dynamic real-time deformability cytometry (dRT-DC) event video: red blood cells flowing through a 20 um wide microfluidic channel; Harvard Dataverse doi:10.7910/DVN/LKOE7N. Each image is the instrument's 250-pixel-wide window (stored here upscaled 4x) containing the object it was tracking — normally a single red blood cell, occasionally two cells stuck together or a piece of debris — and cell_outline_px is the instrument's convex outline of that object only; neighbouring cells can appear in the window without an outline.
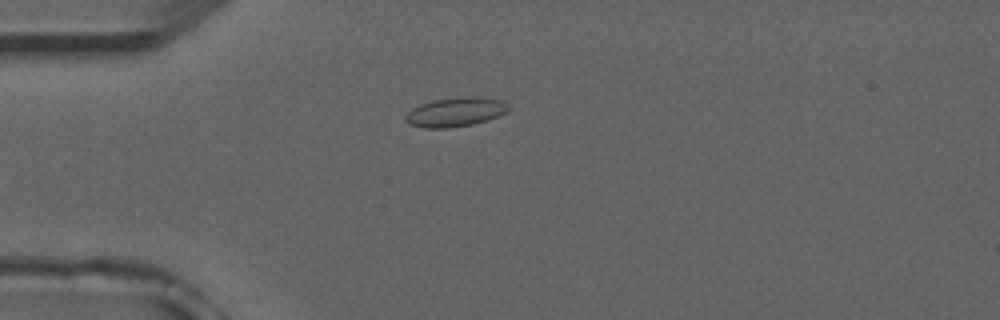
{"species": "common noctule bat (a hibernating species)", "species_latin": "Nyctalus noctula", "temperature_condition": "room temperature", "stored_images_in_passage": 4, "camera_frame_rate_fps": 3000, "um_per_image_px": 0.085, "animal": {"sex": "male", "forearm_length_mm": 52.5}, "frame": {"image": 1, "passage_image": 4, "time_ms": 4.333, "image_size_px": [1000, 320], "cell_outline_px": [[512, 108], [488, 120], [472, 124], [448, 128], [424, 128], [408, 124], [404, 120], [404, 116], [412, 108], [420, 104], [432, 100], [464, 96], [476, 96], [500, 100], [508, 104]], "centroid_in_image_um": [38.68, 9.52], "position_along_channel_um": 46.3, "area_um2": 17.63}}